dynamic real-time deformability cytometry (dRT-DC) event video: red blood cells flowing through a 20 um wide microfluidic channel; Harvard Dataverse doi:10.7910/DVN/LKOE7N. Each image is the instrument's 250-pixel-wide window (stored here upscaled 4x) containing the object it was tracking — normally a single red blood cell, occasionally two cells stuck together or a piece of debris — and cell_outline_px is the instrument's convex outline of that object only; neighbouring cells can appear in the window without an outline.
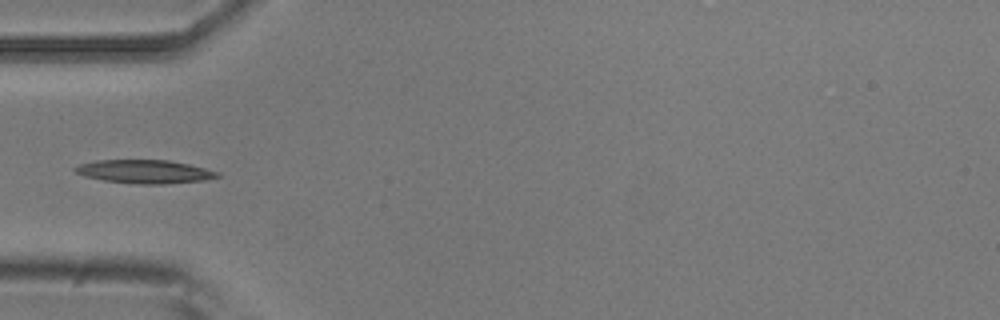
{"species": "common noctule bat (a hibernating species)", "species_latin": "Nyctalus noctula", "temperature_condition": "room temperature", "stored_images_in_passage": 7, "camera_frame_rate_fps": 3000, "um_per_image_px": 0.085, "animal": {"sex": "male", "body_mass_g": 20.5, "forearm_length_mm": 52.5}, "frame": {"image": 1, "passage_image": 5, "time_ms": 4.667, "image_size_px": [1000, 320], "cell_outline_px": [[220, 176], [204, 180], [164, 184], [136, 184], [104, 180], [84, 176], [76, 172], [72, 168], [80, 164], [96, 160], [168, 160], [188, 164], [220, 172]], "centroid_in_image_um": [12.29, 14.58], "position_along_channel_um": 72.7, "area_um2": 19.36}}
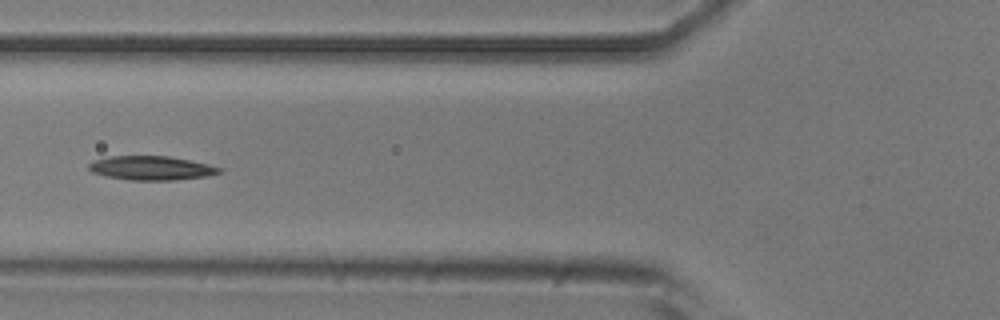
{"frame": {"image": 2, "passage_image": 6, "time_ms": 5.667, "image_size_px": [1000, 320], "cell_outline_px": [[220, 172], [204, 176], [172, 180], [128, 180], [108, 176], [92, 172], [88, 168], [88, 164], [92, 160], [112, 156], [168, 156], [208, 164], [220, 168]], "centroid_in_image_um": [12.79, 14.28], "position_along_channel_um": 113.0, "area_um2": 17.98}}
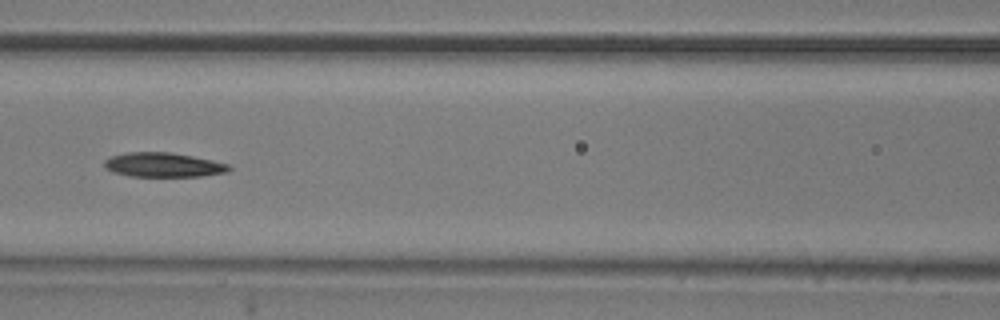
{"frame": {"image": 3, "passage_image": 7, "time_ms": 6.667, "image_size_px": [1000, 320], "cell_outline_px": [[232, 168], [228, 172], [200, 176], [128, 176], [112, 172], [104, 168], [104, 160], [112, 156], [128, 152], [168, 152], [192, 156], [212, 160], [228, 164]], "centroid_in_image_um": [13.86, 14.01], "position_along_channel_um": 152.7, "area_um2": 17.69}}